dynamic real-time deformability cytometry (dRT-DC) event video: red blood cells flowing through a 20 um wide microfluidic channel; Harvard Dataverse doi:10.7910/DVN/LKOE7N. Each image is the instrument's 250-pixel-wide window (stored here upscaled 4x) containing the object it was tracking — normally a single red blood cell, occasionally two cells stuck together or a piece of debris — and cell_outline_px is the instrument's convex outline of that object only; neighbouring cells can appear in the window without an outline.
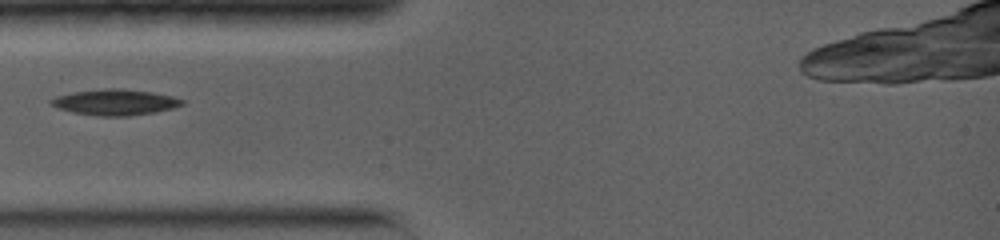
{"species": "common noctule bat (a hibernating species)", "species_latin": "Nyctalus noctula", "temperature_condition": "warm", "stored_images_in_passage": 33, "camera_frame_rate_fps": 5000, "um_per_image_px": 0.085, "animal": {"sex": "female", "body_mass_g": 19.0, "forearm_length_mm": 56.7}, "frame": {"image": 1, "passage_image": 1, "time_ms": 0.0, "image_size_px": [1000, 240], "cell_outline_px": [[184, 104], [172, 108], [156, 112], [128, 116], [96, 116], [72, 112], [56, 108], [48, 104], [48, 100], [56, 96], [72, 92], [108, 88], [120, 88], [152, 92], [172, 96], [184, 100]], "centroid_in_image_um": [9.73, 8.69], "position_along_channel_um": 75.3, "area_um2": 19.94}}
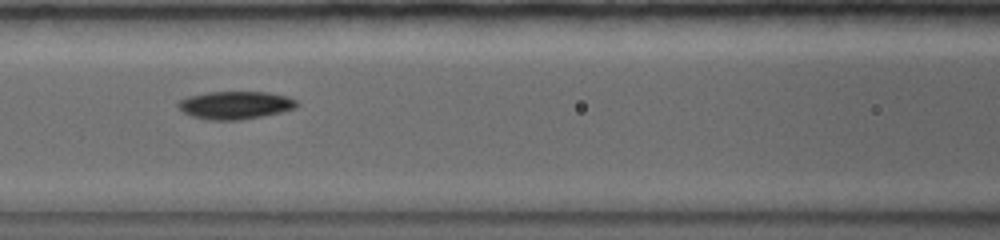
{"frame": {"image": 2, "passage_image": 6, "time_ms": 1.8, "image_size_px": [1000, 240], "cell_outline_px": [[300, 104], [296, 108], [264, 116], [240, 120], [208, 120], [192, 116], [184, 112], [176, 104], [180, 100], [188, 96], [208, 92], [268, 92], [288, 96], [296, 100]], "centroid_in_image_um": [20.03, 8.93], "position_along_channel_um": 146.6, "area_um2": 19.36}}